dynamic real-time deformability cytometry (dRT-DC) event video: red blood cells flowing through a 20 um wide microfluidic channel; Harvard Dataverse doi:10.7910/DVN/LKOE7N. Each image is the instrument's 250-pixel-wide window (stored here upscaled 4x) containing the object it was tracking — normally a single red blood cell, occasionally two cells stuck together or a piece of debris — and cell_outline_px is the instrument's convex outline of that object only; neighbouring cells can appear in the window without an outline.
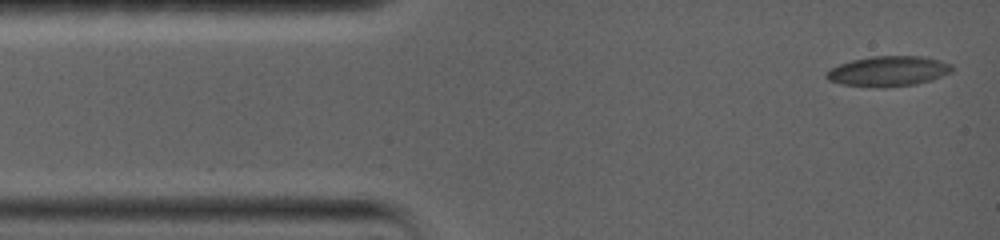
{"species": "common noctule bat (a hibernating species)", "species_latin": "Nyctalus noctula", "temperature_condition": "warm", "stored_images_in_passage": 59, "camera_frame_rate_fps": 5000, "um_per_image_px": 0.085, "animal": {"sex": "female", "body_mass_g": 19.0, "forearm_length_mm": 56.7}, "frame": {"image": 1, "passage_image": 1, "time_ms": 0.0, "image_size_px": [1000, 240], "cell_outline_px": [[952, 72], [932, 80], [916, 84], [884, 88], [880, 88], [840, 84], [828, 80], [824, 76], [824, 72], [840, 64], [852, 60], [872, 56], [928, 56], [952, 64]], "centroid_in_image_um": [75.51, 6.05], "position_along_channel_um": 9.5, "area_um2": 22.43}}
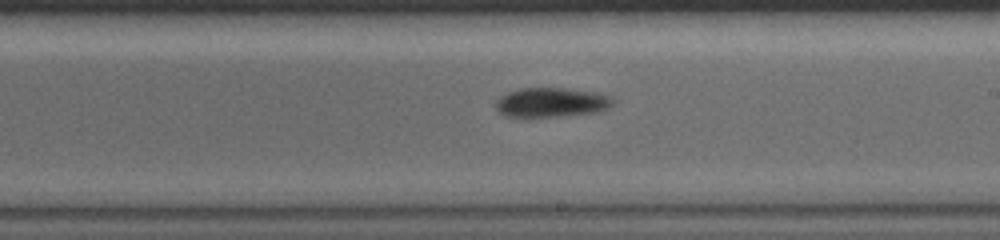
{"frame": {"image": 2, "passage_image": 26, "time_ms": 8.2, "image_size_px": [1000, 240], "cell_outline_px": [[616, 100], [608, 108], [596, 112], [560, 116], [504, 116], [496, 108], [496, 100], [500, 96], [508, 92], [520, 88], [564, 88], [600, 92]], "centroid_in_image_um": [46.89, 8.69], "position_along_channel_um": 242.1, "area_um2": 20.06}}
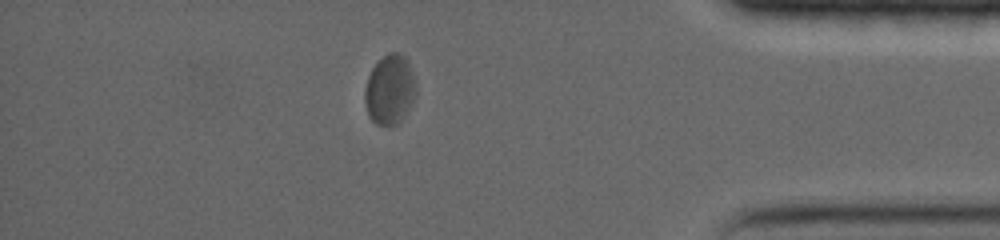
{"frame": {"image": 3, "passage_image": 42, "time_ms": 13.4, "image_size_px": [1000, 240], "cell_outline_px": [[416, 96], [404, 116], [396, 124], [388, 128], [376, 124], [368, 116], [364, 100], [364, 88], [368, 76], [372, 68], [388, 52], [400, 52], [408, 60], [416, 80]], "centroid_in_image_um": [33.14, 7.63], "position_along_channel_um": 402.1, "area_um2": 21.21}, "authors_computed_cell_mechanics": {"area_um2": 21.1548, "velocity_mm_per_s": 3.681, "shape_relaxation_time_tau1_ms": 7.2674, "shape_relaxation_time_tau2_ms": 1.8269, "deformation_change_tau1": 0.1431, "deformation_change_tau2": 0.0484}}